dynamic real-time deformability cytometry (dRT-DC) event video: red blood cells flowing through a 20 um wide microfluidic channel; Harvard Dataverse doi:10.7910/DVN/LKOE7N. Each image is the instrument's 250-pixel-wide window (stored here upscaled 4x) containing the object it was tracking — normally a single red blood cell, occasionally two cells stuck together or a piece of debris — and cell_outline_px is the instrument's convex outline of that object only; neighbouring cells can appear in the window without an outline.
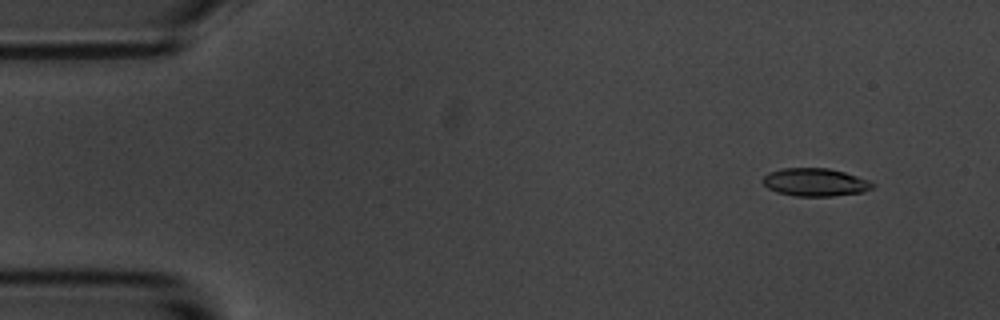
{"species": "common noctule bat (a hibernating species)", "species_latin": "Nyctalus noctula", "temperature_condition": "room temperature", "stored_images_in_passage": 4, "camera_frame_rate_fps": 3000, "um_per_image_px": 0.085, "animal": {"sex": "male", "body_mass_g": 20.1, "forearm_length_mm": 53.5}, "frame": {"image": 1, "passage_image": 1, "time_ms": 0.0, "image_size_px": [1000, 320], "cell_outline_px": [[876, 184], [872, 188], [864, 192], [832, 196], [792, 196], [776, 192], [768, 188], [760, 180], [768, 172], [784, 168], [828, 168], [844, 172], [868, 180]], "centroid_in_image_um": [69.26, 15.49], "position_along_channel_um": 15.7, "area_um2": 17.98}}
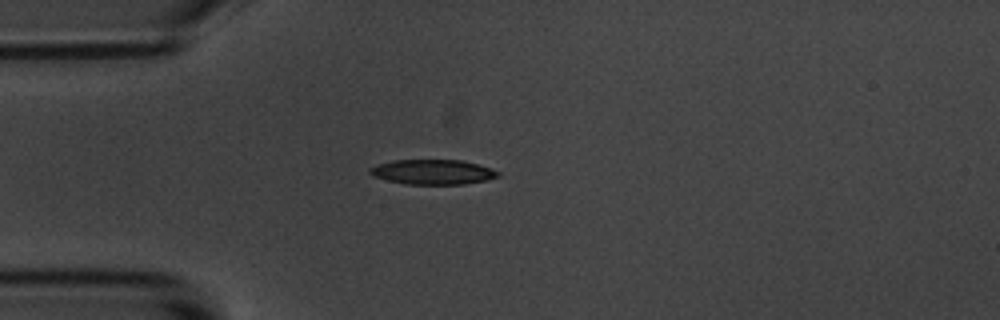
{"frame": {"image": 2, "passage_image": 4, "time_ms": 3.333, "image_size_px": [1000, 320], "cell_outline_px": [[500, 176], [488, 180], [464, 184], [404, 184], [372, 176], [368, 172], [368, 168], [376, 164], [392, 160], [460, 160], [476, 164], [500, 172]], "centroid_in_image_um": [36.74, 14.62], "position_along_channel_um": 48.3, "area_um2": 18.61}}